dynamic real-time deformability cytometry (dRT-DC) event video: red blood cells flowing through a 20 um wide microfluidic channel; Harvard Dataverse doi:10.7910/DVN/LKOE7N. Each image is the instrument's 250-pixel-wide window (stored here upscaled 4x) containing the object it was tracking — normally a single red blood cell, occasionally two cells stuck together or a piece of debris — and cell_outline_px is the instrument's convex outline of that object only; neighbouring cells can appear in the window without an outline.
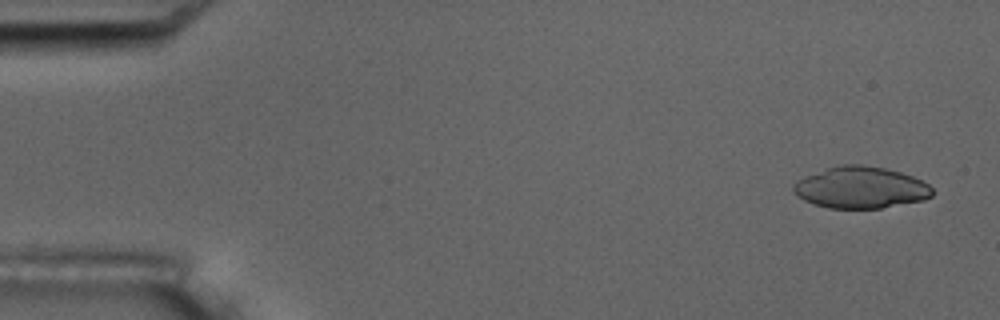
{"species": "common noctule bat (a hibernating species)", "species_latin": "Nyctalus noctula", "temperature_condition": "room temperature", "stored_images_in_passage": 4, "camera_frame_rate_fps": 3000, "um_per_image_px": 0.085, "animal": {"sex": "male", "body_mass_g": 17.5, "forearm_length_mm": 52.3}, "frame": {"image": 1, "passage_image": 1, "time_ms": 0.0, "image_size_px": [1000, 320], "cell_outline_px": [[932, 196], [924, 200], [880, 208], [828, 208], [812, 204], [796, 196], [792, 188], [792, 184], [796, 180], [804, 176], [840, 164], [860, 164], [884, 168], [900, 172], [912, 176], [928, 184], [932, 188]], "centroid_in_image_um": [73.12, 15.94], "position_along_channel_um": 11.9, "area_um2": 33.76}}